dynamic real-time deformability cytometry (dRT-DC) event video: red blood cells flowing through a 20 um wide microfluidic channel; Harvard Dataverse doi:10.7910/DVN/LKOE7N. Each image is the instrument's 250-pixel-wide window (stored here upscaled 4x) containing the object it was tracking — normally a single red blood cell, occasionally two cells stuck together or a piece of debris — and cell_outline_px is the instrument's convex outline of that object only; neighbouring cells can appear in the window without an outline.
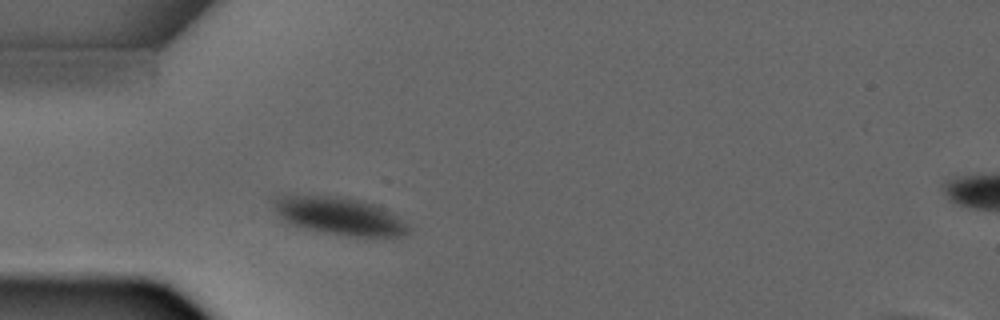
{"species": "common noctule bat (a hibernating species)", "species_latin": "Nyctalus noctula", "temperature_condition": "warm", "stored_images_in_passage": 2, "segment_of_instrument_passage": [1, 2], "camera_frame_rate_fps": 3000, "um_per_image_px": 0.085, "animal": {"sex": "male", "forearm_length_mm": 52.5}, "frame": {"image": 1, "passage_image": 1, "time_ms": 0.0, "image_size_px": [1000, 320], "cell_outline_px": [[412, 228], [408, 232], [400, 236], [344, 236], [304, 228], [288, 224], [280, 220], [276, 212], [272, 200], [272, 196], [288, 192], [292, 192], [344, 196], [360, 200], [384, 208], [408, 224]], "centroid_in_image_um": [28.69, 18.3], "position_along_channel_um": 56.3, "area_um2": 30.75}}